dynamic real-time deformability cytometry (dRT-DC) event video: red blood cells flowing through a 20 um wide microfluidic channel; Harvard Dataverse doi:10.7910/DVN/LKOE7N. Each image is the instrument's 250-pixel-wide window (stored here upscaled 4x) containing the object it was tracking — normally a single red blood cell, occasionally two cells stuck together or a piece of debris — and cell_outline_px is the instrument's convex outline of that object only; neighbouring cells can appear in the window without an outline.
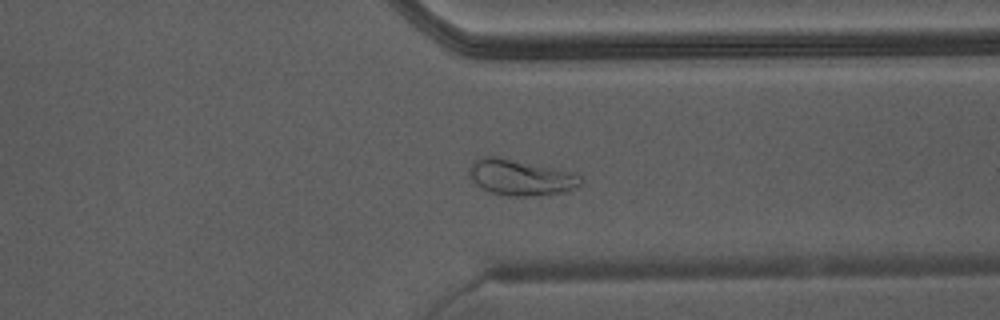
{"species": "Egyptian fruit bat (a non-hibernating species)", "species_latin": "Rousettus aegyptiacus", "temperature_condition": "warm", "stored_images_in_passage": 36, "camera_frame_rate_fps": 3000, "um_per_image_px": 0.085, "animal": {"sex": "male"}, "frame": {"image": 1, "passage_image": 26, "time_ms": 8.333, "image_size_px": [1000, 320], "cell_outline_px": [[584, 180], [580, 184], [568, 192], [532, 196], [508, 196], [492, 192], [480, 188], [468, 176], [468, 168], [476, 160], [484, 156], [496, 156], [576, 172]], "centroid_in_image_um": [44.28, 15.08], "position_along_channel_um": 367.1, "area_um2": 23.58}}